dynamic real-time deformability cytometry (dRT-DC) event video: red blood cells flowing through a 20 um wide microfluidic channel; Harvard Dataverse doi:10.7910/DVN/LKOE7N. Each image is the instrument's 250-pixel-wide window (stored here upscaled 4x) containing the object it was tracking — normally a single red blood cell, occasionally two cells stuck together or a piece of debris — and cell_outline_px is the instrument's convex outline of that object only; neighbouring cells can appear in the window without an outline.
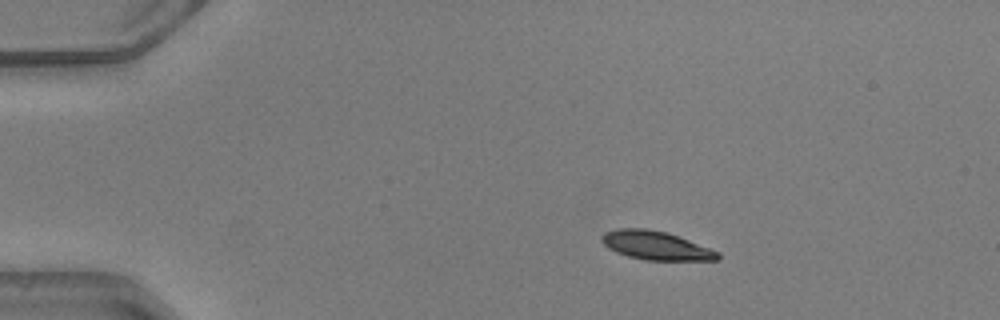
{"species": "common noctule bat (a hibernating species)", "species_latin": "Nyctalus noctula", "temperature_condition": "warm", "stored_images_in_passage": 42, "camera_frame_rate_fps": 3000, "um_per_image_px": 0.085, "animal": {"sex": "male", "body_mass_g": 20.5, "forearm_length_mm": 52.5}, "frame": {"image": 1, "passage_image": 1, "time_ms": 0.0, "image_size_px": [1000, 320], "cell_outline_px": [[720, 260], [644, 260], [628, 256], [616, 252], [608, 248], [600, 240], [600, 236], [604, 232], [616, 228], [644, 228], [668, 232], [720, 252]], "centroid_in_image_um": [55.73, 20.86], "position_along_channel_um": 29.3, "area_um2": 19.54}}
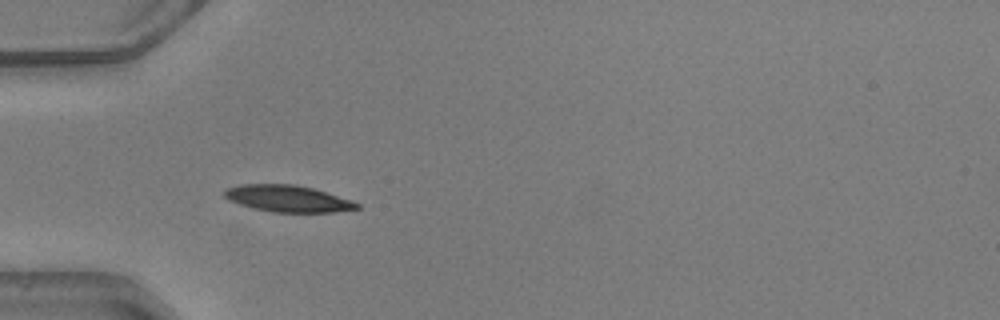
{"frame": {"image": 2, "passage_image": 8, "time_ms": 2.333, "image_size_px": [1000, 320], "cell_outline_px": [[360, 208], [336, 212], [272, 212], [252, 208], [228, 200], [224, 196], [224, 192], [228, 188], [240, 184], [296, 184], [312, 188], [352, 200], [360, 204]], "centroid_in_image_um": [24.47, 16.88], "position_along_channel_um": 60.5, "area_um2": 20.58}}
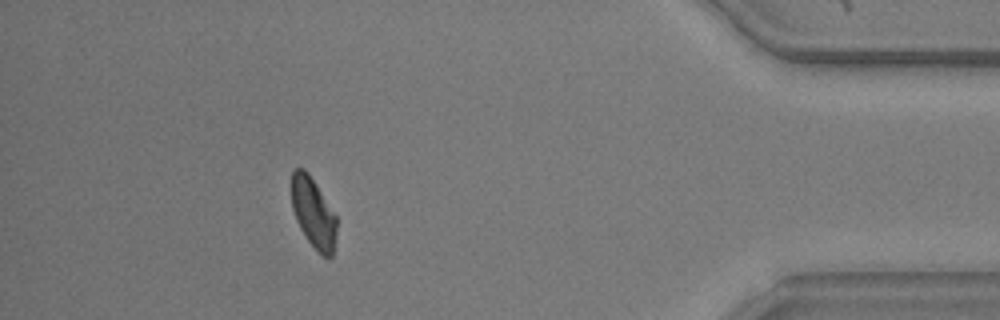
{"frame": {"image": 3, "passage_image": 37, "time_ms": 12.0, "image_size_px": [1000, 320], "cell_outline_px": [[336, 232], [332, 256], [324, 256], [308, 240], [300, 228], [296, 220], [292, 208], [292, 172], [296, 168], [304, 168], [308, 172], [336, 216]], "centroid_in_image_um": [26.62, 18.06], "position_along_channel_um": 408.6, "area_um2": 17.92}, "authors_computed_cell_mechanics": {"area_um2": 19.5942, "velocity_mm_per_s": 4.119, "shape_relaxation_time_tau1_ms": 2.4543, "shape_relaxation_time_tau2_ms": 3.6786, "deformation_change_tau1": 0.0994, "deformation_change_tau2": 0.0811}}